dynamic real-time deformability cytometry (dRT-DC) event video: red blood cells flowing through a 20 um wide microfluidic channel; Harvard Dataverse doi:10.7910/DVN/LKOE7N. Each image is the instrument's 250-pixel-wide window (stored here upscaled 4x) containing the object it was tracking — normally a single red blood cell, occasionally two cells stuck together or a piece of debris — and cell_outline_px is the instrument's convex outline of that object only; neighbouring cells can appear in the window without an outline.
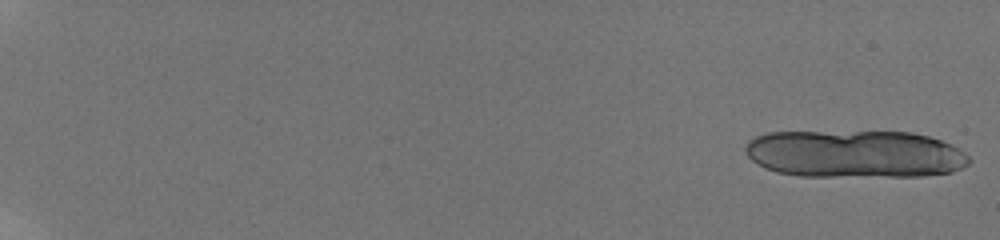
{"species": "human", "species_latin": "Homo sapiens", "temperature_condition": "room temperature", "stored_images_in_passage": 20, "camera_frame_rate_fps": 3000, "um_per_image_px": 0.085, "donor": {"sex": "male"}, "frame": {"image": 1, "passage_image": 1, "time_ms": 0.0, "image_size_px": [1000, 240], "cell_outline_px": [[972, 160], [968, 164], [952, 172], [924, 176], [800, 176], [776, 172], [764, 168], [752, 160], [744, 152], [744, 148], [748, 140], [756, 136], [768, 132], [912, 132], [928, 136], [952, 144], [964, 152]], "centroid_in_image_um": [72.65, 13.09], "position_along_channel_um": 12.3, "area_um2": 62.42}}